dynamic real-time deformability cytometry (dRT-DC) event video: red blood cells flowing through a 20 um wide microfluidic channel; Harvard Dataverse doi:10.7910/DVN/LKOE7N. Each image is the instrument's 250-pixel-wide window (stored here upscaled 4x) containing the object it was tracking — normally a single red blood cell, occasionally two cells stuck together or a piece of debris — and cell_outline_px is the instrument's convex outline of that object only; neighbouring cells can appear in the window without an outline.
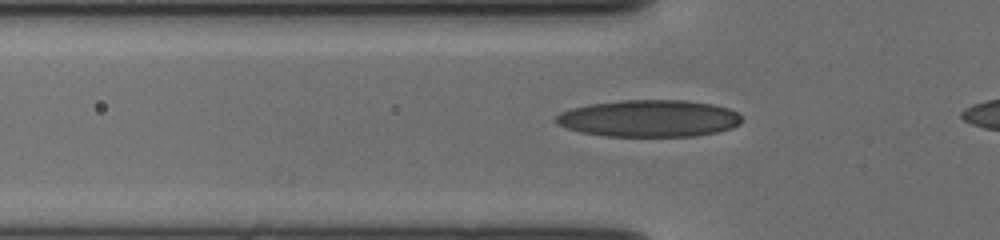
{"species": "human", "species_latin": "Homo sapiens", "temperature_condition": "cold", "stored_images_in_passage": 35, "camera_frame_rate_fps": 3000, "um_per_image_px": 0.085, "donor": {"sex": "female"}, "frame": {"image": 1, "passage_image": 7, "time_ms": 2.0, "image_size_px": [1000, 240], "cell_outline_px": [[740, 124], [732, 128], [716, 132], [692, 136], [604, 136], [580, 132], [556, 124], [552, 120], [560, 112], [572, 108], [588, 104], [620, 100], [688, 100], [712, 104], [728, 108], [736, 112], [740, 116]], "centroid_in_image_um": [55.13, 10.06], "position_along_channel_um": 70.7, "area_um2": 40.17}}
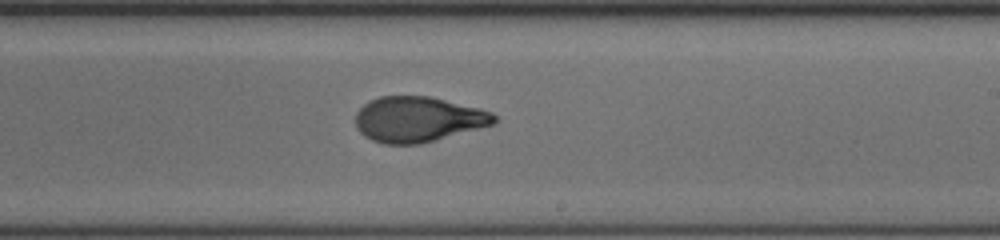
{"frame": {"image": 2, "passage_image": 22, "time_ms": 7.0, "image_size_px": [1000, 240], "cell_outline_px": [[500, 120], [496, 124], [436, 140], [420, 144], [384, 144], [372, 140], [364, 136], [356, 128], [356, 112], [368, 100], [380, 96], [432, 96], [480, 108], [492, 112]], "centroid_in_image_um": [35.56, 10.14], "position_along_channel_um": 253.4, "area_um2": 37.17}}
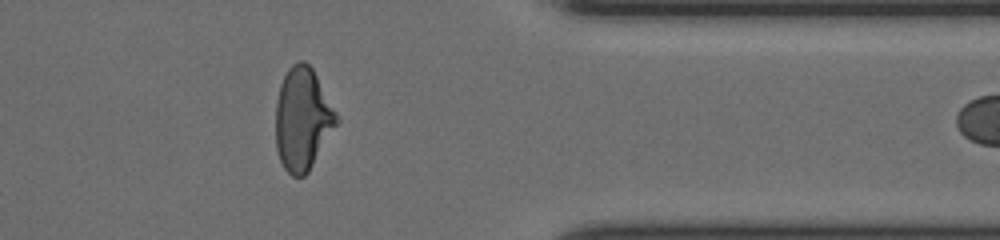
{"frame": {"image": 3, "passage_image": 34, "time_ms": 11.0, "image_size_px": [1000, 240], "cell_outline_px": [[340, 120], [308, 172], [304, 176], [292, 176], [284, 168], [280, 160], [276, 148], [276, 104], [280, 84], [288, 68], [292, 64], [300, 60], [304, 60], [312, 68], [336, 112]], "centroid_in_image_um": [25.71, 10.12], "position_along_channel_um": 385.7, "area_um2": 36.18}}